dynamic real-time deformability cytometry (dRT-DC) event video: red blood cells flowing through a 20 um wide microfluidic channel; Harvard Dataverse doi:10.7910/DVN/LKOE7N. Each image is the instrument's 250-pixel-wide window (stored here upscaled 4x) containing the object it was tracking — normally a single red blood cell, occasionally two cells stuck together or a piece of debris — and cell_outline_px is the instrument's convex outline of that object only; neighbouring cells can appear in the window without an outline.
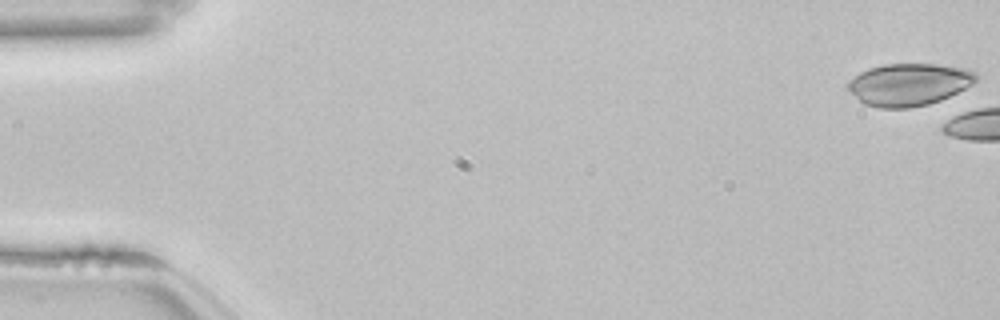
{"species": "common noctule bat (a hibernating species)", "species_latin": "Nyctalus noctula", "temperature_condition": "room temperature", "stored_images_in_passage": 5, "camera_frame_rate_fps": 3000, "um_per_image_px": 0.085, "animal": {"sex": "female", "body_mass_g": 22.7, "forearm_length_mm": 54.2}, "frame": {"image": 1, "passage_image": 1, "time_ms": 0.0, "image_size_px": [1000, 320], "cell_outline_px": [[976, 80], [972, 84], [940, 100], [928, 104], [908, 108], [880, 108], [864, 104], [848, 88], [848, 80], [860, 72], [868, 68], [884, 64], [936, 64], [964, 68], [976, 72]], "centroid_in_image_um": [77.24, 7.17], "position_along_channel_um": 7.8, "area_um2": 31.27}}